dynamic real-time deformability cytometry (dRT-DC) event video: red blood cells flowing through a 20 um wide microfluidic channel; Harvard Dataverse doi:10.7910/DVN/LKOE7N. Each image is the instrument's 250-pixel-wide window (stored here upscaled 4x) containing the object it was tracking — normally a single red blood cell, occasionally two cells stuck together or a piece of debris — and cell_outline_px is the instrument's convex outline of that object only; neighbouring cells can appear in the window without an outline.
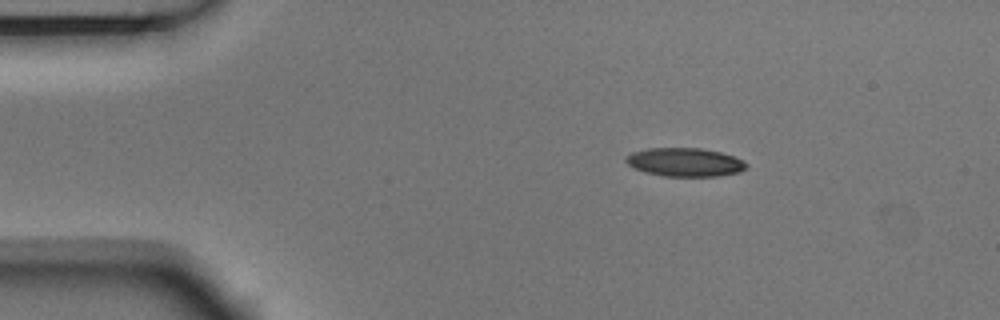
{"species": "Egyptian fruit bat (a non-hibernating species)", "species_latin": "Rousettus aegyptiacus", "temperature_condition": "room temperature", "stored_images_in_passage": 3, "camera_frame_rate_fps": 3000, "um_per_image_px": 0.085, "animal": {"sex": "male"}, "frame": {"image": 1, "passage_image": 1, "time_ms": 0.0, "image_size_px": [1000, 320], "cell_outline_px": [[748, 168], [740, 172], [720, 176], [664, 176], [644, 172], [628, 164], [624, 160], [632, 152], [648, 148], [700, 148], [720, 152], [732, 156], [748, 164]], "centroid_in_image_um": [58.23, 13.79], "position_along_channel_um": 26.8, "area_um2": 19.94}}
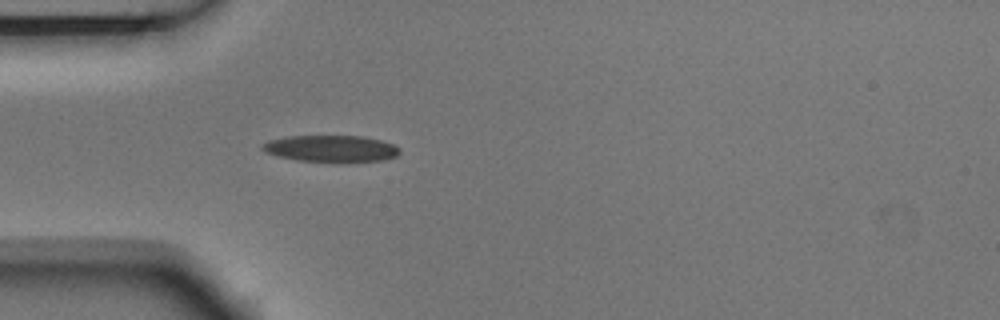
{"frame": {"image": 2, "passage_image": 3, "time_ms": 0.667, "image_size_px": [1000, 320], "cell_outline_px": [[400, 152], [396, 156], [380, 160], [336, 164], [296, 160], [264, 152], [260, 148], [260, 144], [268, 140], [288, 136], [364, 136], [380, 140], [392, 144], [400, 148]], "centroid_in_image_um": [28.11, 12.65], "position_along_channel_um": 56.9, "area_um2": 21.91}}